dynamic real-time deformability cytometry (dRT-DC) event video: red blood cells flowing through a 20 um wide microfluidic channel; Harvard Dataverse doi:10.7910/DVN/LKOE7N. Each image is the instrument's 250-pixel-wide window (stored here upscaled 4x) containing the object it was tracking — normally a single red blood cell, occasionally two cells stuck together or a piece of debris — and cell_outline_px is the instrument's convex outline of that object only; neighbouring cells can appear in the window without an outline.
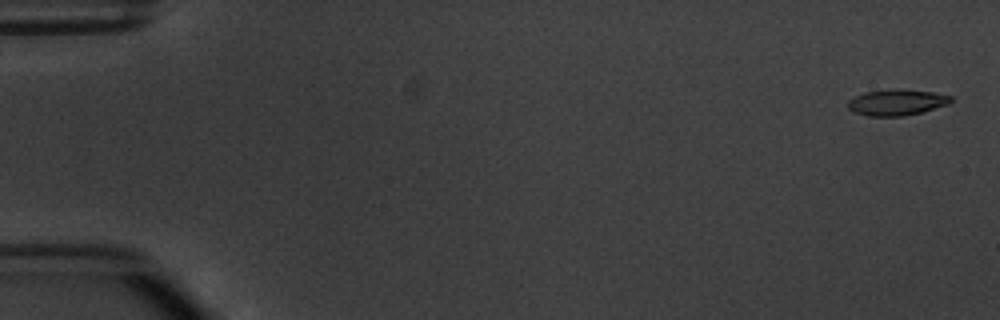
{"species": "common noctule bat (a hibernating species)", "species_latin": "Nyctalus noctula", "temperature_condition": "warm", "stored_images_in_passage": 5, "camera_frame_rate_fps": 3000, "um_per_image_px": 0.085, "animal": {"sex": "male", "body_mass_g": 20.1, "forearm_length_mm": 53.5}, "frame": {"image": 1, "passage_image": 1, "time_ms": 0.0, "image_size_px": [1000, 320], "cell_outline_px": [[952, 100], [948, 104], [920, 112], [904, 116], [868, 116], [856, 112], [848, 108], [848, 100], [864, 92], [892, 88], [896, 88], [932, 92], [952, 96]], "centroid_in_image_um": [76.21, 8.68], "position_along_channel_um": 8.8, "area_um2": 15.55}}
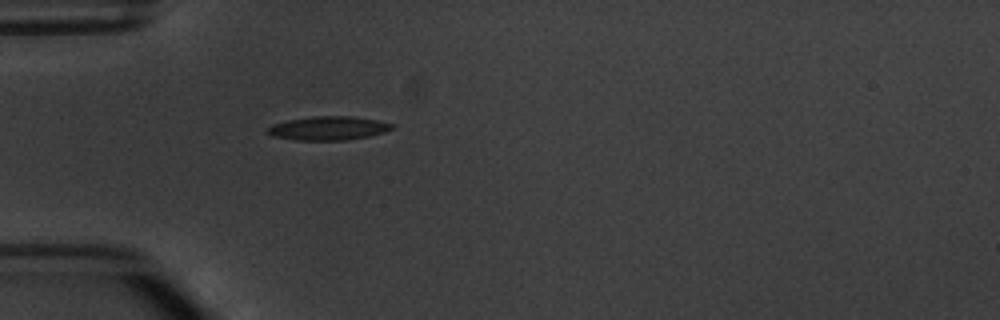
{"frame": {"image": 2, "passage_image": 5, "time_ms": 5.0, "image_size_px": [1000, 320], "cell_outline_px": [[396, 128], [384, 132], [368, 136], [344, 140], [296, 140], [272, 136], [264, 132], [272, 124], [288, 120], [312, 116], [352, 116], [376, 120], [396, 124]], "centroid_in_image_um": [27.91, 10.89], "position_along_channel_um": 57.1, "area_um2": 17.34}}